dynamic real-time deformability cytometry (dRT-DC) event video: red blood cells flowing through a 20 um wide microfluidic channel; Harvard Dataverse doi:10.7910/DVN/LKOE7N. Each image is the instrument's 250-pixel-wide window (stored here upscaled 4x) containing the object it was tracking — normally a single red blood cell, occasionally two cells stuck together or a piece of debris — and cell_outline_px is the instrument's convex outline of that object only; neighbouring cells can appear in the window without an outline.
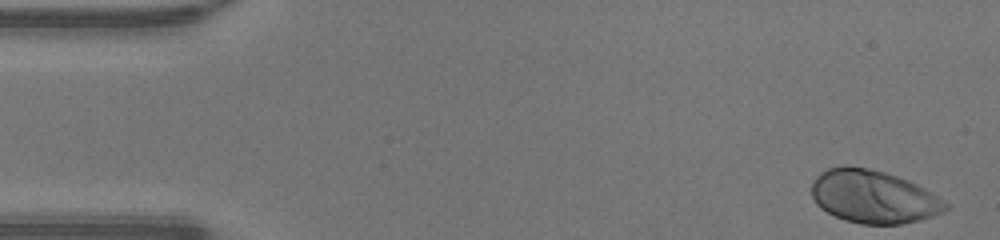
{"species": "human", "species_latin": "Homo sapiens", "temperature_condition": "warm", "stored_images_in_passage": 42, "camera_frame_rate_fps": 3000, "um_per_image_px": 0.085, "donor": {"sex": "male"}, "frame": {"image": 1, "passage_image": 1, "time_ms": 0.0, "image_size_px": [1000, 240], "cell_outline_px": [[948, 208], [944, 212], [920, 220], [900, 224], [860, 224], [844, 220], [820, 208], [816, 204], [812, 196], [812, 184], [816, 176], [820, 172], [828, 168], [844, 164], [868, 168], [884, 172], [908, 180], [924, 188], [944, 200], [948, 204]], "centroid_in_image_um": [74.23, 16.71], "position_along_channel_um": 10.8, "area_um2": 41.5}}
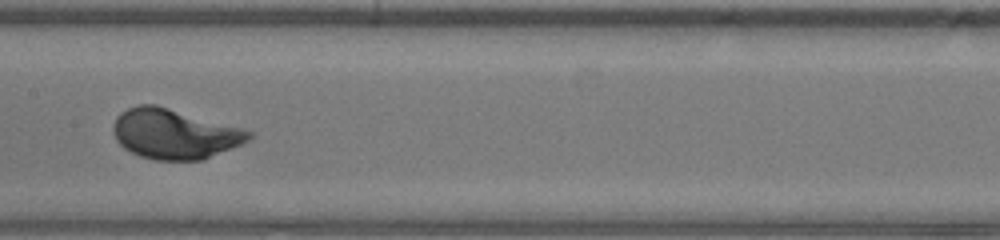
{"frame": {"image": 2, "passage_image": 23, "time_ms": 7.333, "image_size_px": [1000, 240], "cell_outline_px": [[252, 136], [248, 140], [240, 144], [204, 160], [156, 160], [140, 156], [124, 148], [116, 140], [112, 132], [112, 128], [116, 116], [120, 112], [136, 104], [156, 104], [240, 128], [252, 132]], "centroid_in_image_um": [14.77, 11.38], "position_along_channel_um": 192.6, "area_um2": 39.3}}
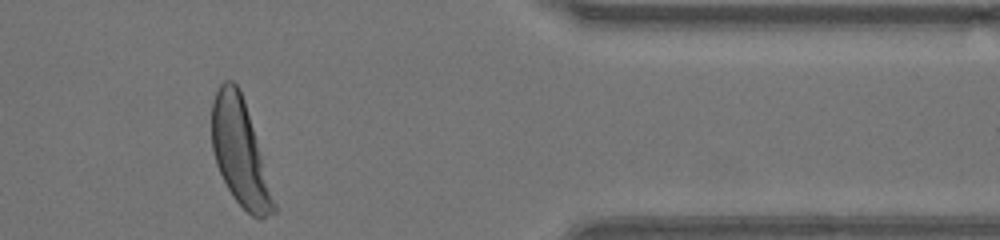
{"frame": {"image": 3, "passage_image": 39, "time_ms": 12.667, "image_size_px": [1000, 240], "cell_outline_px": [[276, 212], [260, 220], [252, 216], [232, 196], [216, 164], [212, 152], [212, 100], [220, 84], [224, 80], [232, 80], [240, 88], [244, 100], [276, 204]], "centroid_in_image_um": [20.38, 12.95], "position_along_channel_um": 391.0, "area_um2": 37.69}, "authors_computed_cell_mechanics": {"area_um2": 39.1306, "velocity_mm_per_s": 4.2258, "shape_relaxation_time_tau1_ms": 1.8908, "shape_relaxation_time_tau2_ms": null, "deformation_change_tau1": 0.1738, "deformation_change_tau2": null}}